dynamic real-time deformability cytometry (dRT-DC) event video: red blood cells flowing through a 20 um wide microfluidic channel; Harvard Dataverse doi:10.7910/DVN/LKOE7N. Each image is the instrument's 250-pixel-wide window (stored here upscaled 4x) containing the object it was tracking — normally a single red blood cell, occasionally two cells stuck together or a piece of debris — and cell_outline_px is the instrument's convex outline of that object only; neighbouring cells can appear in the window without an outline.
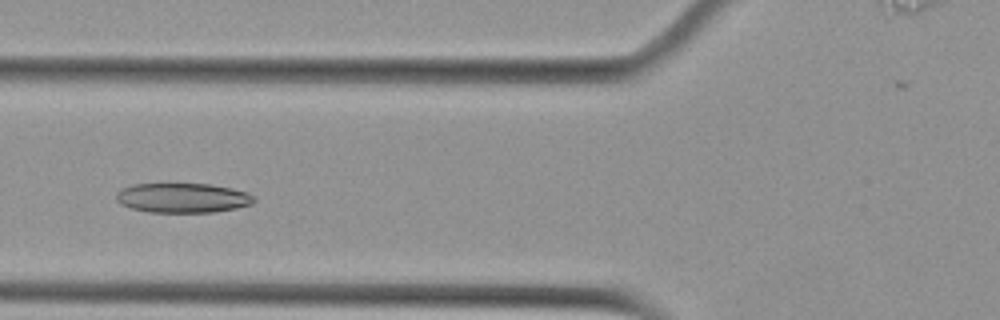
{"species": "Egyptian fruit bat (a non-hibernating species)", "species_latin": "Rousettus aegyptiacus", "temperature_condition": "cold", "stored_images_in_passage": 53, "camera_frame_rate_fps": 3000, "um_per_image_px": 0.085, "animal": {"sex": "female"}, "frame": {"image": 1, "passage_image": 18, "time_ms": 5.667, "image_size_px": [1000, 320], "cell_outline_px": [[256, 200], [252, 204], [236, 208], [216, 212], [148, 212], [132, 208], [120, 204], [116, 200], [116, 192], [132, 184], [212, 184], [232, 188], [248, 192], [256, 196]], "centroid_in_image_um": [15.57, 16.82], "position_along_channel_um": 110.2, "area_um2": 23.99}}
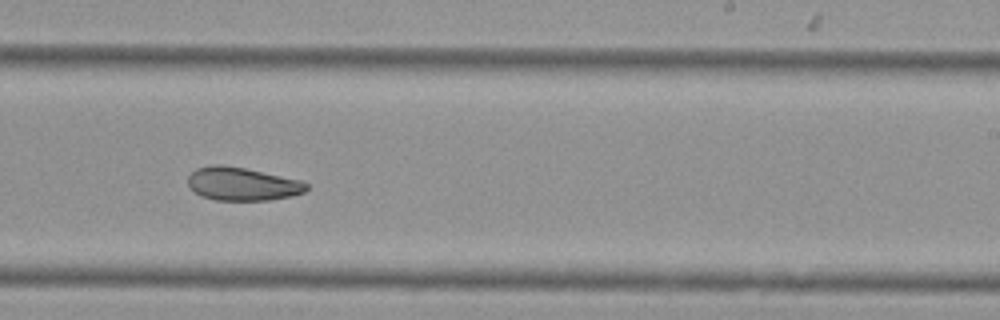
{"frame": {"image": 2, "passage_image": 31, "time_ms": 10.0, "image_size_px": [1000, 320], "cell_outline_px": [[308, 188], [304, 192], [292, 196], [268, 200], [216, 200], [200, 196], [188, 184], [188, 176], [196, 168], [212, 164], [220, 164], [244, 168], [300, 180], [308, 184]], "centroid_in_image_um": [20.58, 15.63], "position_along_channel_um": 268.4, "area_um2": 22.83}}
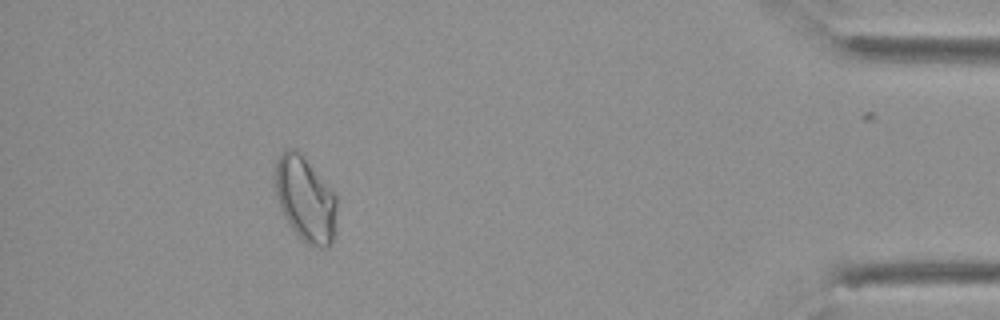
{"frame": {"image": 3, "passage_image": 47, "time_ms": 15.333, "image_size_px": [1000, 320], "cell_outline_px": [[336, 228], [332, 244], [328, 248], [320, 248], [308, 244], [292, 228], [284, 216], [280, 208], [276, 196], [276, 164], [280, 152], [284, 148], [296, 148], [336, 196]], "centroid_in_image_um": [25.96, 16.95], "position_along_channel_um": 409.2, "area_um2": 30.23}, "authors_computed_cell_mechanics": {"area_um2": 26.299, "velocity_mm_per_s": 3.6618, "shape_relaxation_time_tau1_ms": null, "shape_relaxation_time_tau2_ms": 4.7034, "deformation_change_tau1": null, "deformation_change_tau2": 0.1042}}